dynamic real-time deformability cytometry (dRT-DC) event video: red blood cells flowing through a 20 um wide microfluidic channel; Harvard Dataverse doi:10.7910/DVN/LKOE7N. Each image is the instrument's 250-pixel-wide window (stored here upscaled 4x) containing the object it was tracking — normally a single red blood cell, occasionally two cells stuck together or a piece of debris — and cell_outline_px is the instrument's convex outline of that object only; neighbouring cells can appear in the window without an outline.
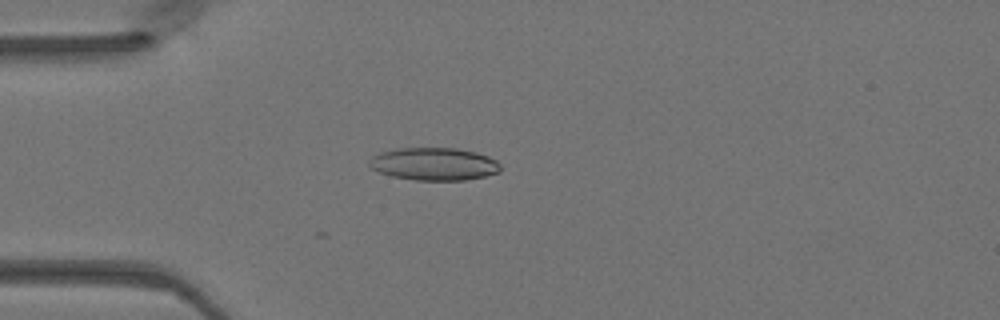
{"species": "Egyptian fruit bat (a non-hibernating species)", "species_latin": "Rousettus aegyptiacus", "temperature_condition": "warm", "stored_images_in_passage": 48, "camera_frame_rate_fps": 3000, "um_per_image_px": 0.085, "animal": {"sex": "female"}, "frame": {"image": 1, "passage_image": 13, "time_ms": 4.0, "image_size_px": [1000, 320], "cell_outline_px": [[500, 172], [484, 176], [464, 180], [416, 180], [392, 176], [380, 172], [372, 168], [368, 164], [368, 160], [372, 156], [380, 152], [400, 148], [456, 148], [476, 152], [488, 156], [496, 160], [500, 164]], "centroid_in_image_um": [36.89, 13.93], "position_along_channel_um": 48.1, "area_um2": 24.97}}
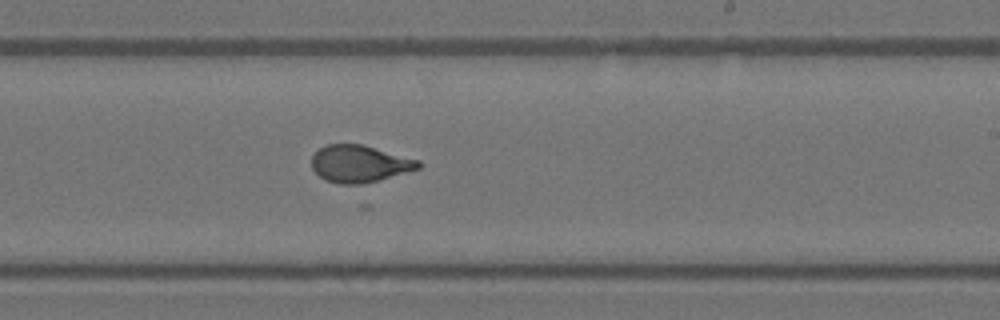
{"frame": {"image": 2, "passage_image": 29, "time_ms": 9.333, "image_size_px": [1000, 320], "cell_outline_px": [[420, 168], [380, 180], [360, 184], [340, 184], [324, 180], [312, 168], [312, 156], [320, 148], [328, 144], [364, 144], [420, 160]], "centroid_in_image_um": [30.57, 13.91], "position_along_channel_um": 258.4, "area_um2": 23.12}}
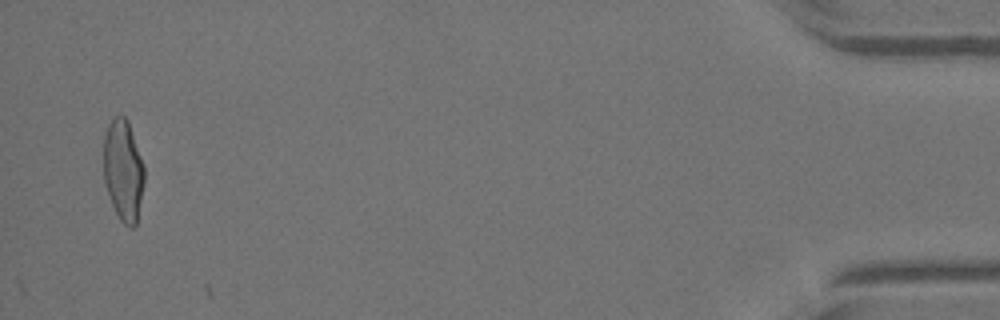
{"frame": {"image": 3, "passage_image": 47, "time_ms": 15.333, "image_size_px": [1000, 320], "cell_outline_px": [[144, 180], [136, 224], [132, 228], [128, 228], [120, 220], [108, 196], [104, 180], [104, 132], [112, 116], [124, 116], [128, 120], [144, 168]], "centroid_in_image_um": [10.45, 14.47], "position_along_channel_um": 424.7, "area_um2": 23.93}}